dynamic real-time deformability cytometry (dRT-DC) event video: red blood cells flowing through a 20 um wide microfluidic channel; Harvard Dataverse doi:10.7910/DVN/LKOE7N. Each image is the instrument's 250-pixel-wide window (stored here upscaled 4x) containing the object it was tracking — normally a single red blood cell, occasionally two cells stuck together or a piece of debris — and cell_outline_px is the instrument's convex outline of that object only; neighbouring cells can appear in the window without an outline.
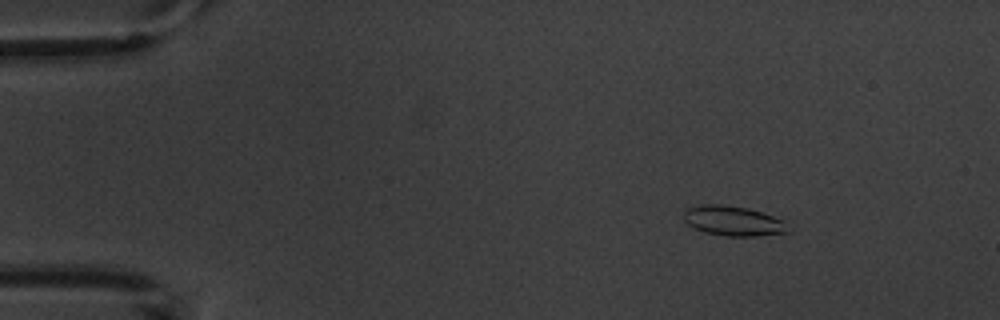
{"species": "common noctule bat (a hibernating species)", "species_latin": "Nyctalus noctula", "temperature_condition": "warm", "stored_images_in_passage": 5, "camera_frame_rate_fps": 3000, "um_per_image_px": 0.085, "animal": {"sex": "male", "body_mass_g": 20.1, "forearm_length_mm": 53.5}, "frame": {"image": 1, "passage_image": 3, "time_ms": 2.333, "image_size_px": [1000, 320], "cell_outline_px": [[788, 232], [756, 236], [724, 236], [704, 232], [692, 228], [684, 220], [684, 212], [688, 208], [704, 204], [724, 204], [748, 208], [784, 220]], "centroid_in_image_um": [62.28, 18.78], "position_along_channel_um": 22.7, "area_um2": 18.09}}